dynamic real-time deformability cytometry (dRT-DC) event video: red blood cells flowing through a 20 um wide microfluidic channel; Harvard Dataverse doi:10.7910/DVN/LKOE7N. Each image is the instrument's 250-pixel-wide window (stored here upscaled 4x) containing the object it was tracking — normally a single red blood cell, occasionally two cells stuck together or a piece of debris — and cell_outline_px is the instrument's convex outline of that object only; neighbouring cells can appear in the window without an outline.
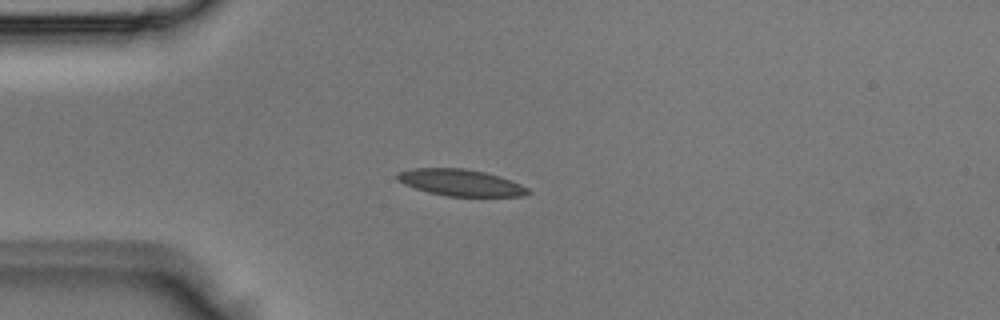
{"species": "Egyptian fruit bat (a non-hibernating species)", "species_latin": "Rousettus aegyptiacus", "temperature_condition": "room temperature", "stored_images_in_passage": 1, "camera_frame_rate_fps": 3000, "um_per_image_px": 0.085, "animal": {"sex": "male"}, "frame": {"image": 1, "passage_image": 1, "time_ms": 0.0, "image_size_px": [1000, 320], "cell_outline_px": [[532, 192], [524, 196], [448, 196], [428, 192], [404, 184], [396, 176], [396, 172], [412, 168], [464, 168], [484, 172], [500, 176], [520, 184], [528, 188]], "centroid_in_image_um": [39.16, 15.52], "position_along_channel_um": 45.8, "area_um2": 20.17}}